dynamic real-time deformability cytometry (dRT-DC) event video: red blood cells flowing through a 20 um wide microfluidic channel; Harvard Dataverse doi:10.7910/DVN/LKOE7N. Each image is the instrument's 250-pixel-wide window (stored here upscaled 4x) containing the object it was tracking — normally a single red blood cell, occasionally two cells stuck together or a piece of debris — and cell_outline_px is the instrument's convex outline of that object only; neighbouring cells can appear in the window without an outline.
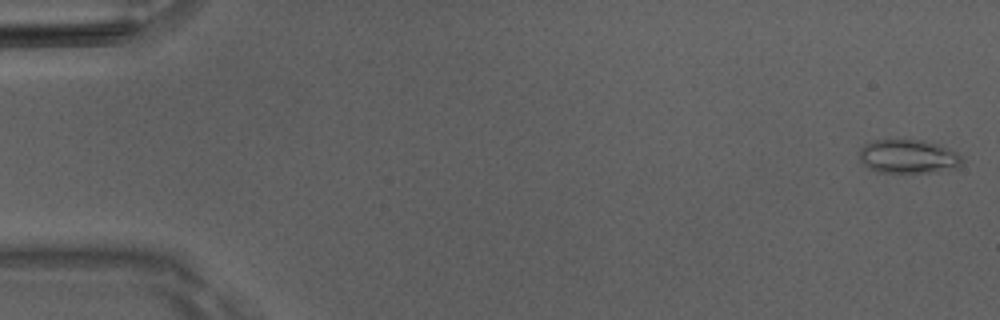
{"species": "Egyptian fruit bat (a non-hibernating species)", "species_latin": "Rousettus aegyptiacus", "temperature_condition": "room temperature", "stored_images_in_passage": 51, "camera_frame_rate_fps": 3000, "um_per_image_px": 0.085, "animal": {"sex": "male"}, "frame": {"image": 1, "passage_image": 1, "time_ms": 0.0, "image_size_px": [1000, 320], "cell_outline_px": [[964, 160], [956, 168], [932, 172], [880, 172], [868, 168], [860, 160], [860, 148], [864, 144], [872, 140], [924, 140], [940, 144], [956, 152]], "centroid_in_image_um": [77.2, 13.29], "position_along_channel_um": 7.8, "area_um2": 20.23}}
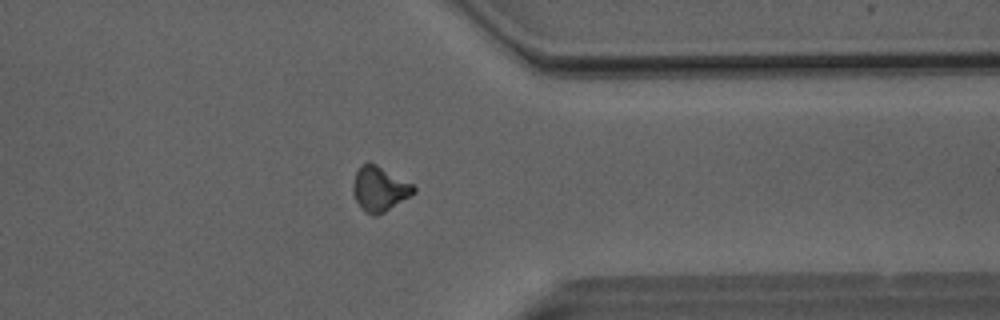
{"frame": {"image": 2, "passage_image": 40, "time_ms": 13.0, "image_size_px": [1000, 320], "cell_outline_px": [[416, 192], [384, 212], [376, 216], [372, 216], [360, 208], [352, 192], [352, 184], [356, 172], [360, 164], [376, 164], [412, 184], [416, 188]], "centroid_in_image_um": [32.23, 16.07], "position_along_channel_um": 379.2, "area_um2": 15.66}}
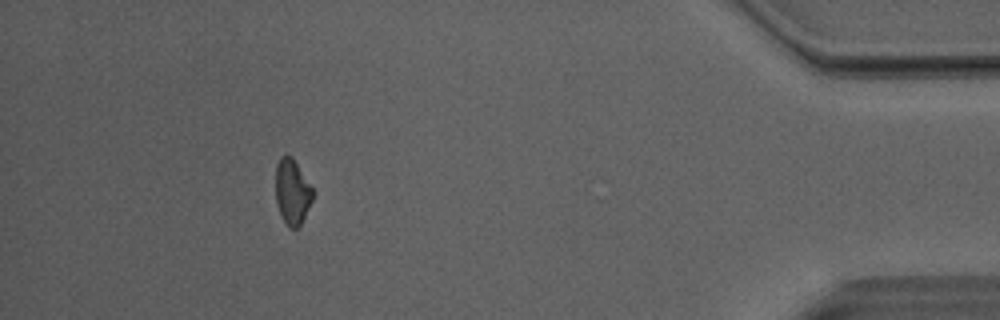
{"frame": {"image": 3, "passage_image": 46, "time_ms": 15.0, "image_size_px": [1000, 320], "cell_outline_px": [[316, 192], [300, 224], [296, 228], [288, 228], [280, 212], [276, 200], [276, 164], [280, 156], [292, 156]], "centroid_in_image_um": [24.86, 16.27], "position_along_channel_um": 410.3, "area_um2": 14.1}, "authors_computed_cell_mechanics": {"area_um2": 15.4904, "velocity_mm_per_s": 4.0793, "shape_relaxation_time_tau1_ms": null, "shape_relaxation_time_tau2_ms": 4.3218, "deformation_change_tau1": null, "deformation_change_tau2": 0.1225}}